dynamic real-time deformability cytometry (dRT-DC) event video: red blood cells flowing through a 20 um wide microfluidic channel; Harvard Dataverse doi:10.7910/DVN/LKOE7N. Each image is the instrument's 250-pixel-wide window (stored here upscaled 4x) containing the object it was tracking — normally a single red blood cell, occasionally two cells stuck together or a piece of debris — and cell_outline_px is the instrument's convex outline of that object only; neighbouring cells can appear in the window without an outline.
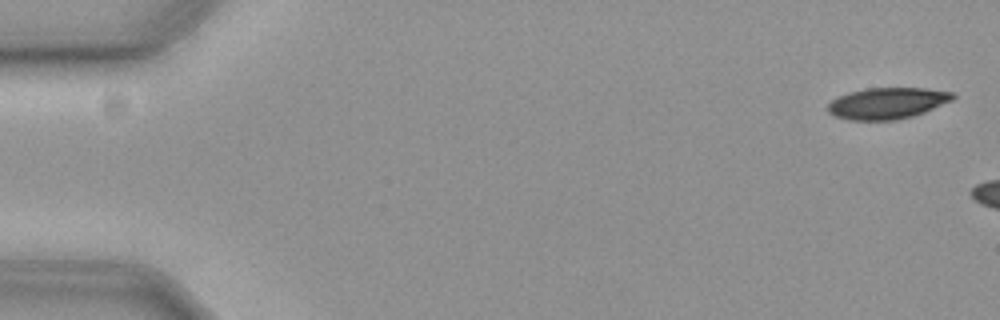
{"species": "common noctule bat (a hibernating species)", "species_latin": "Nyctalus noctula", "temperature_condition": "cold", "stored_images_in_passage": 13, "camera_frame_rate_fps": 3000, "um_per_image_px": 0.085, "animal": {"sex": "female", "body_mass_g": 19.3, "forearm_length_mm": 54.1}, "frame": {"image": 1, "passage_image": 2, "time_ms": 0.333, "image_size_px": [1000, 320], "cell_outline_px": [[956, 96], [952, 100], [924, 112], [912, 116], [892, 120], [852, 120], [836, 116], [828, 112], [828, 104], [832, 100], [848, 92], [868, 88], [924, 88], [952, 92]], "centroid_in_image_um": [75.42, 8.77], "position_along_channel_um": 9.6, "area_um2": 22.54}}